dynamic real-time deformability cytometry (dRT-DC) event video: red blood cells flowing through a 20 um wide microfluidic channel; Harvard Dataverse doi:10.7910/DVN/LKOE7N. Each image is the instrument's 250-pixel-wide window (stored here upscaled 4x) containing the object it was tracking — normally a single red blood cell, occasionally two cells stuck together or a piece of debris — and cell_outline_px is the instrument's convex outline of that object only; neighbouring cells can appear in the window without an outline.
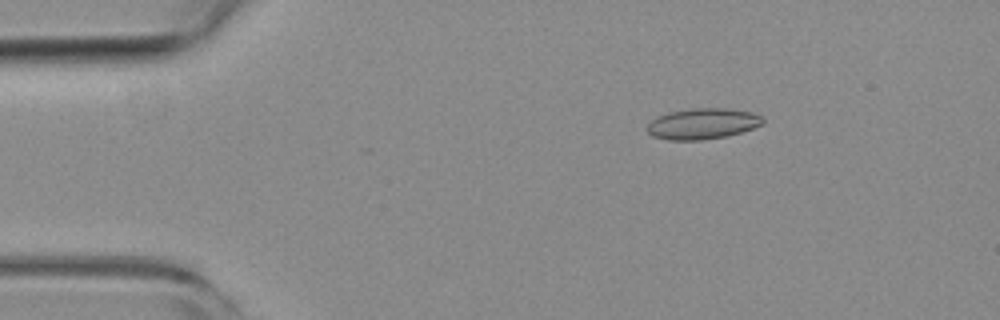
{"species": "common noctule bat (a hibernating species)", "species_latin": "Nyctalus noctula", "temperature_condition": "room temperature", "stored_images_in_passage": 50, "camera_frame_rate_fps": 3000, "um_per_image_px": 0.085, "animal": {"sex": "female", "body_mass_g": 19.3, "forearm_length_mm": 54.1}, "frame": {"image": 1, "passage_image": 5, "time_ms": 1.333, "image_size_px": [1000, 320], "cell_outline_px": [[764, 124], [728, 136], [704, 140], [668, 140], [652, 136], [644, 128], [652, 120], [668, 112], [688, 108], [728, 108], [752, 112], [764, 116]], "centroid_in_image_um": [59.73, 10.51], "position_along_channel_um": 25.3, "area_um2": 21.1}}
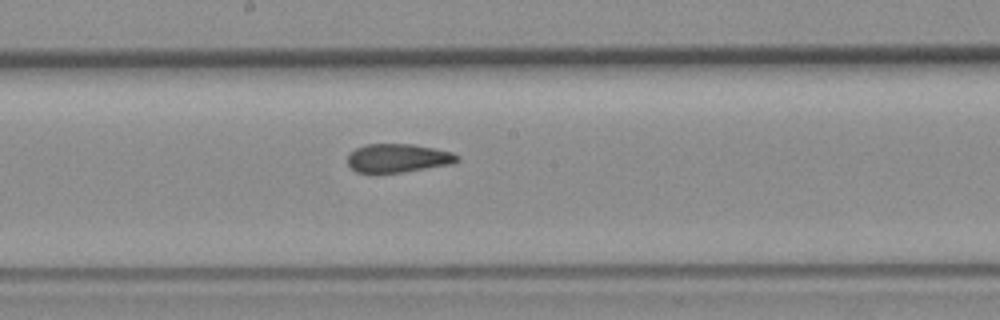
{"frame": {"image": 2, "passage_image": 25, "time_ms": 8.0, "image_size_px": [1000, 320], "cell_outline_px": [[460, 160], [452, 164], [400, 172], [372, 176], [356, 172], [348, 164], [348, 152], [364, 144], [412, 144], [452, 152], [460, 156]], "centroid_in_image_um": [33.76, 13.47], "position_along_channel_um": 214.4, "area_um2": 18.79}}
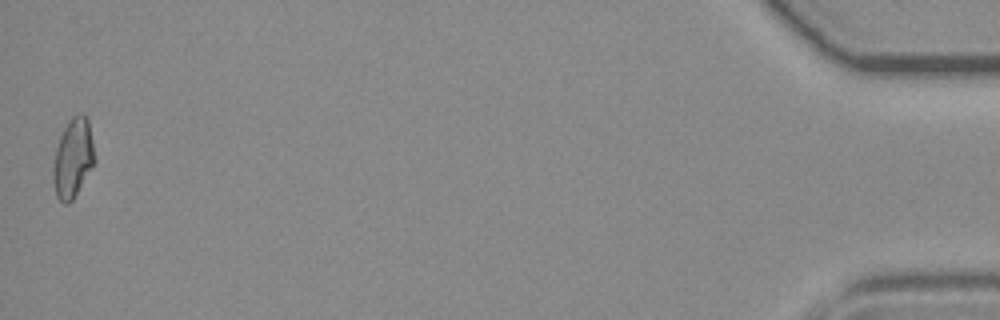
{"frame": {"image": 3, "passage_image": 50, "time_ms": 16.333, "image_size_px": [1000, 320], "cell_outline_px": [[96, 160], [72, 200], [68, 204], [64, 204], [56, 196], [52, 180], [52, 168], [56, 148], [60, 136], [68, 120], [76, 112], [84, 112], [88, 120]], "centroid_in_image_um": [6.19, 13.41], "position_along_channel_um": 429.0, "area_um2": 19.25}, "authors_computed_cell_mechanics": {"area_um2": 19.1318, "velocity_mm_per_s": 3.8036, "shape_relaxation_time_tau1_ms": null, "shape_relaxation_time_tau2_ms": 0.9912, "deformation_change_tau1": null, "deformation_change_tau2": 0.0796}}